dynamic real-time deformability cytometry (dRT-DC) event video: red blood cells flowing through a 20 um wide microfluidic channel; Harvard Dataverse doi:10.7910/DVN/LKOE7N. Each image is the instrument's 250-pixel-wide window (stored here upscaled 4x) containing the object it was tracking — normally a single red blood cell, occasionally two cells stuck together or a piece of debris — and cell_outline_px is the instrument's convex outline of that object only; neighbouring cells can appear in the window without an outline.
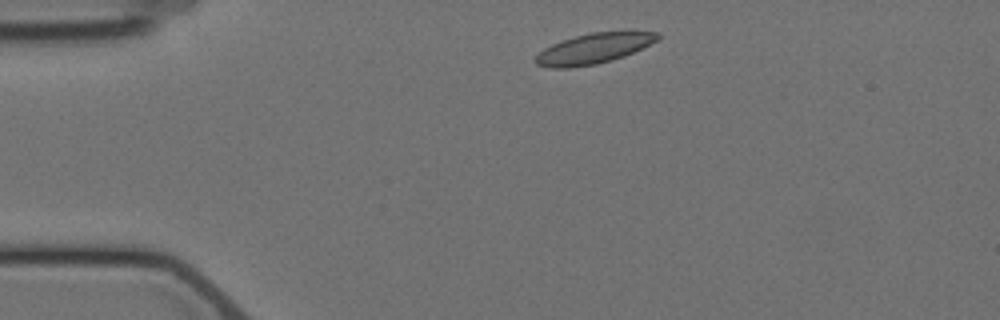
{"species": "Egyptian fruit bat (a non-hibernating species)", "species_latin": "Rousettus aegyptiacus", "temperature_condition": "cold", "stored_images_in_passage": 6, "camera_frame_rate_fps": 3000, "um_per_image_px": 0.085, "animal": {"sex": "female"}, "frame": {"image": 1, "passage_image": 1, "time_ms": 0.0, "image_size_px": [1000, 320], "cell_outline_px": [[660, 36], [656, 40], [624, 56], [612, 60], [596, 64], [572, 68], [548, 68], [536, 64], [532, 60], [544, 48], [552, 44], [576, 36], [592, 32], [660, 32]], "centroid_in_image_um": [50.39, 4.15], "position_along_channel_um": 34.6, "area_um2": 21.21}}
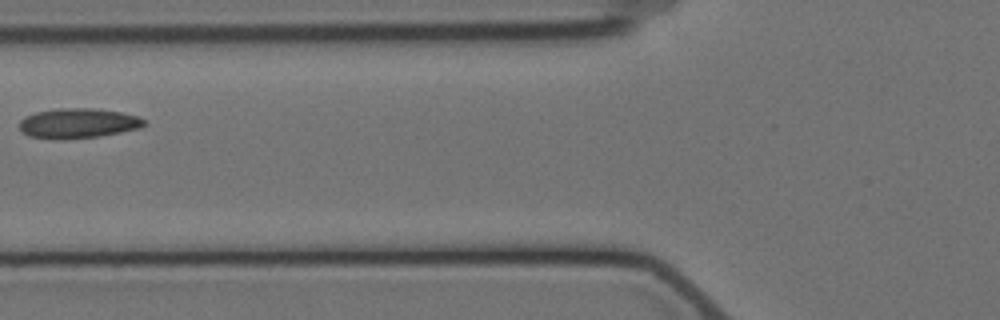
{"frame": {"image": 2, "passage_image": 4, "time_ms": 3.667, "image_size_px": [1000, 320], "cell_outline_px": [[144, 124], [140, 128], [100, 136], [28, 136], [20, 128], [20, 120], [24, 116], [36, 112], [56, 108], [92, 108], [120, 112], [136, 116], [144, 120]], "centroid_in_image_um": [6.65, 10.42], "position_along_channel_um": 119.1, "area_um2": 20.63}}
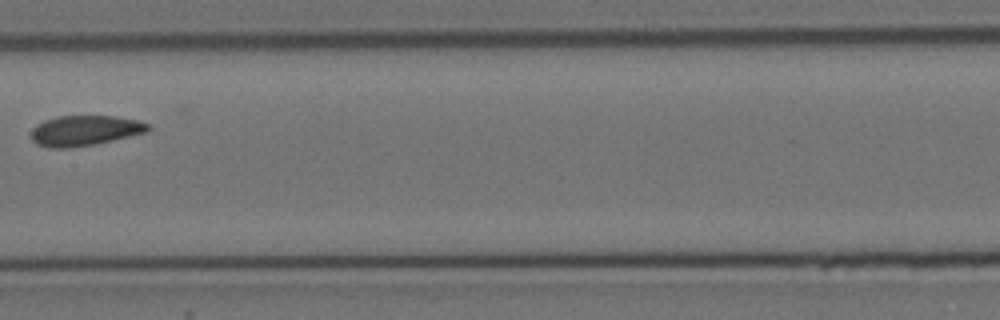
{"frame": {"image": 3, "passage_image": 6, "time_ms": 6.0, "image_size_px": [1000, 320], "cell_outline_px": [[152, 128], [144, 132], [128, 136], [92, 144], [68, 148], [48, 148], [36, 144], [32, 140], [32, 128], [36, 124], [44, 120], [56, 116], [116, 116], [140, 120], [148, 124]], "centroid_in_image_um": [7.16, 11.08], "position_along_channel_um": 200.2, "area_um2": 20.52}}